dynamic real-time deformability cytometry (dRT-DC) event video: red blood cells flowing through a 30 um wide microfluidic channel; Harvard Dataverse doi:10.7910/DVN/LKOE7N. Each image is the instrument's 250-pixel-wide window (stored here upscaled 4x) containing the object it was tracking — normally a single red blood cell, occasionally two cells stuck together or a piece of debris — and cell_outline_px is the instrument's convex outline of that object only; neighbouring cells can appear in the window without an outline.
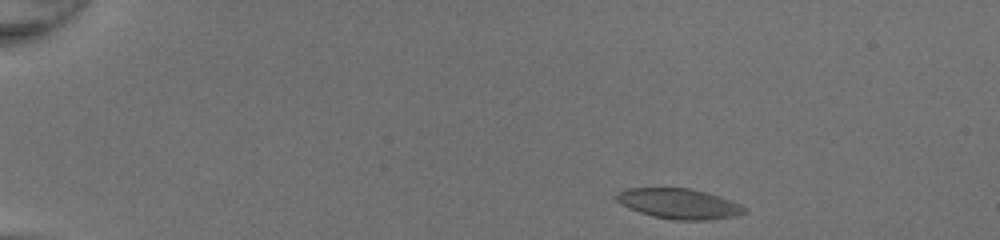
{"species": "common noctule bat (a hibernating species)", "species_latin": "Nyctalus noctula", "temperature_condition": "room temperature", "stored_images_in_passage": 42, "camera_frame_rate_fps": 3000, "um_per_image_px": 0.085, "animal": {"sex": "female", "body_mass_g": 20.0, "forearm_length_mm": 54.0}, "frame": {"image": 1, "passage_image": 1, "time_ms": 0.0, "image_size_px": [1000, 240], "cell_outline_px": [[744, 212], [736, 216], [708, 220], [672, 220], [652, 216], [628, 208], [620, 204], [612, 196], [616, 192], [628, 188], [688, 188], [708, 192], [720, 196], [740, 204], [744, 208]], "centroid_in_image_um": [57.65, 17.31], "position_along_channel_um": 27.3, "area_um2": 22.72}}
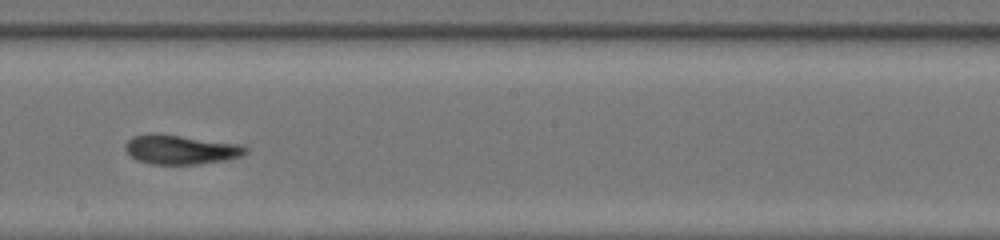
{"frame": {"image": 2, "passage_image": 23, "time_ms": 7.333, "image_size_px": [1000, 240], "cell_outline_px": [[248, 152], [240, 156], [228, 160], [196, 164], [152, 164], [136, 160], [124, 148], [124, 144], [132, 136], [152, 132], [156, 132], [240, 144], [248, 148]], "centroid_in_image_um": [15.34, 12.7], "position_along_channel_um": 232.9, "area_um2": 20.81}}
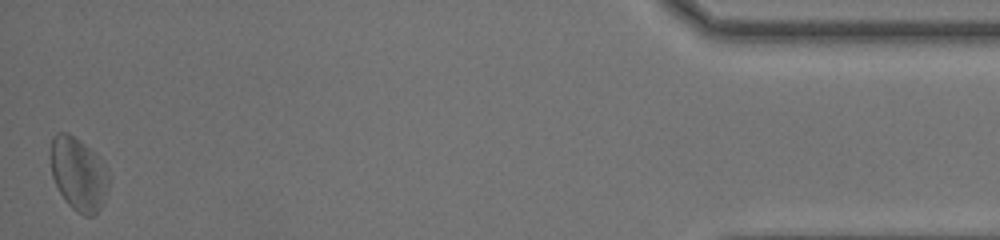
{"frame": {"image": 3, "passage_image": 42, "time_ms": 13.667, "image_size_px": [1000, 240], "cell_outline_px": [[108, 188], [104, 204], [92, 216], [84, 216], [76, 212], [64, 200], [52, 176], [52, 136], [56, 132], [68, 132], [80, 140], [104, 160], [108, 180]], "centroid_in_image_um": [6.7, 14.79], "position_along_channel_um": 428.5, "area_um2": 24.85}, "authors_computed_cell_mechanics": {"area_um2": 21.386, "velocity_mm_per_s": 4.2741, "shape_relaxation_time_tau1_ms": 4.0825, "shape_relaxation_time_tau2_ms": 3.1678, "deformation_change_tau1": 0.1395, "deformation_change_tau2": 0.1313}}